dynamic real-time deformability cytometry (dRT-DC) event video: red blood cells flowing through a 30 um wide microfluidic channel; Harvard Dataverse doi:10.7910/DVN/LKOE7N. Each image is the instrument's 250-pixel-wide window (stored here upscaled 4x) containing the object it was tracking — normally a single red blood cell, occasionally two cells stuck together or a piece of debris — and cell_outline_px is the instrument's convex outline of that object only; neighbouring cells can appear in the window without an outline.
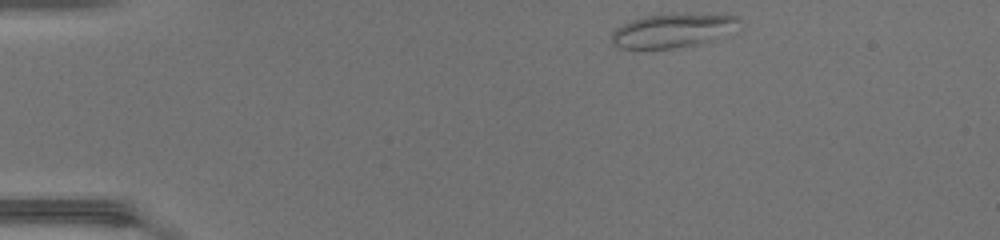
{"species": "common noctule bat (a hibernating species)", "species_latin": "Nyctalus noctula", "temperature_condition": "warm", "stored_images_in_passage": 40, "camera_frame_rate_fps": 3000, "um_per_image_px": 0.085, "animal": {"sex": "female", "body_mass_g": 17.0, "forearm_length_mm": 48.0}, "frame": {"image": 1, "passage_image": 1, "time_ms": 0.0, "image_size_px": [1000, 240], "cell_outline_px": [[732, 20], [696, 40], [688, 44], [672, 48], [620, 48], [612, 44], [612, 32], [624, 24], [636, 20], [652, 16], [732, 16]], "centroid_in_image_um": [56.59, 2.65], "position_along_channel_um": 28.4, "area_um2": 20.58}}
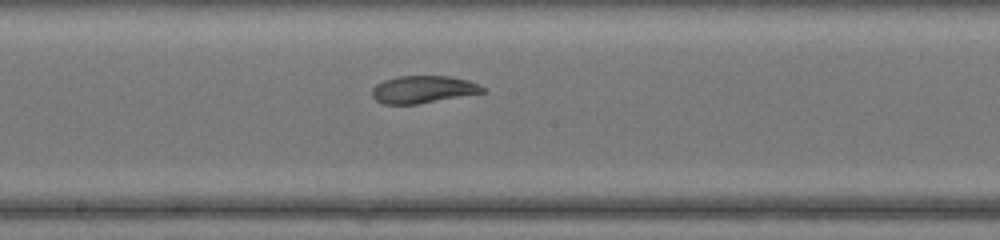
{"frame": {"image": 2, "passage_image": 19, "time_ms": 6.0, "image_size_px": [1000, 240], "cell_outline_px": [[484, 92], [416, 104], [384, 104], [376, 100], [372, 96], [372, 88], [376, 84], [384, 80], [400, 76], [448, 76], [468, 80], [484, 88]], "centroid_in_image_um": [35.9, 7.6], "position_along_channel_um": 212.3, "area_um2": 17.34}}
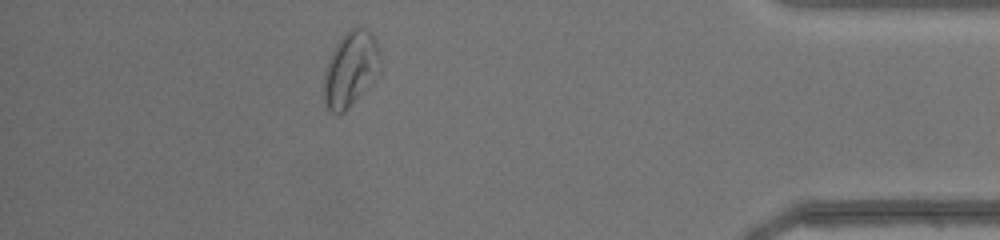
{"frame": {"image": 3, "passage_image": 35, "time_ms": 11.333, "image_size_px": [1000, 240], "cell_outline_px": [[380, 56], [356, 96], [348, 108], [344, 112], [332, 112], [328, 108], [324, 100], [324, 76], [332, 52], [340, 40], [352, 28], [360, 28], [368, 32], [376, 40]], "centroid_in_image_um": [29.69, 5.83], "position_along_channel_um": 405.5, "area_um2": 22.02}, "authors_computed_cell_mechanics": {"area_um2": 19.363, "velocity_mm_per_s": 4.4145, "shape_relaxation_time_tau1_ms": null, "shape_relaxation_time_tau2_ms": 1.4522, "deformation_change_tau1": null, "deformation_change_tau2": 0.0636}}